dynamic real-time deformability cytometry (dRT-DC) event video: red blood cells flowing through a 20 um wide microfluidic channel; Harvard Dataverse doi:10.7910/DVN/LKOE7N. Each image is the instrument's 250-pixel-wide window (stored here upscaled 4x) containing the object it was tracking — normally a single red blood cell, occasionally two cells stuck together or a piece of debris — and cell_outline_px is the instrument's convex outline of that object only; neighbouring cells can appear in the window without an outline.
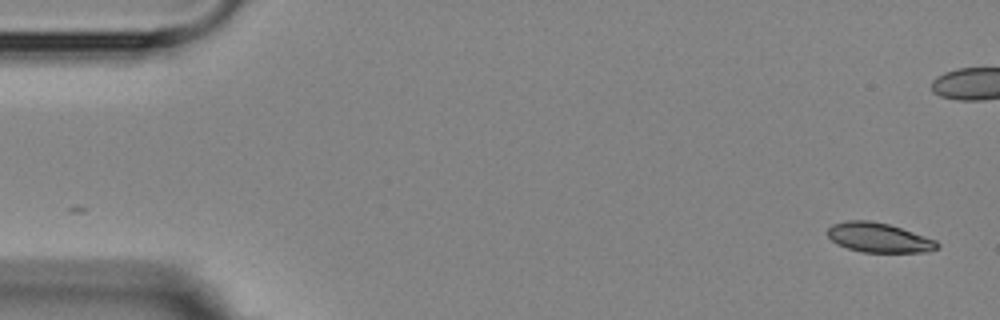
{"species": "Egyptian fruit bat (a non-hibernating species)", "species_latin": "Rousettus aegyptiacus", "temperature_condition": "room temperature", "stored_images_in_passage": 3, "camera_frame_rate_fps": 3000, "um_per_image_px": 0.085, "animal": {"sex": "female"}, "frame": {"image": 1, "passage_image": 1, "time_ms": 0.0, "image_size_px": [1000, 320], "cell_outline_px": [[940, 248], [928, 252], [864, 252], [848, 248], [836, 244], [828, 236], [828, 228], [832, 224], [844, 220], [868, 220], [888, 224], [936, 240], [940, 244]], "centroid_in_image_um": [74.7, 20.2], "position_along_channel_um": 10.3, "area_um2": 18.84}}